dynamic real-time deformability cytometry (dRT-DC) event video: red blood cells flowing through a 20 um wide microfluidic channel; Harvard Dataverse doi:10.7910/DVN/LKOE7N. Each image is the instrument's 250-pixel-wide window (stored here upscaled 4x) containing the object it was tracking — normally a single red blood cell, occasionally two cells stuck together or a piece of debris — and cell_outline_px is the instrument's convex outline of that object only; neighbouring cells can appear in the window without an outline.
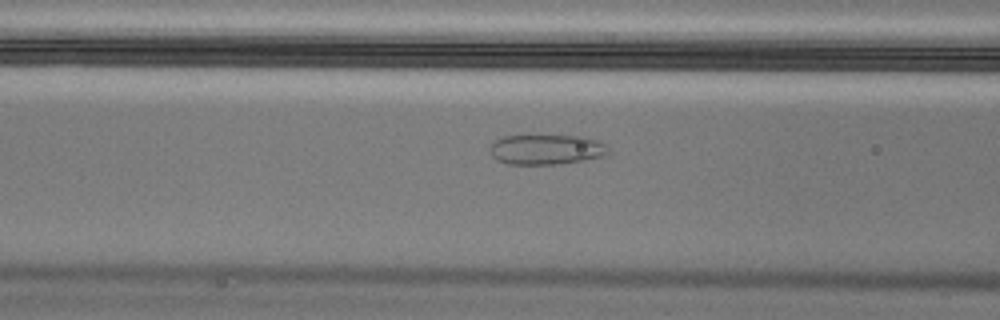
{"species": "Egyptian fruit bat (a non-hibernating species)", "species_latin": "Rousettus aegyptiacus", "temperature_condition": "cold", "stored_images_in_passage": 41, "camera_frame_rate_fps": 3000, "um_per_image_px": 0.085, "animal": {"sex": "male"}, "frame": {"image": 1, "passage_image": 7, "time_ms": 2.0, "image_size_px": [1000, 320], "cell_outline_px": [[608, 152], [604, 156], [584, 160], [556, 164], [508, 164], [496, 160], [492, 156], [492, 144], [496, 140], [504, 136], [584, 136], [608, 144]], "centroid_in_image_um": [46.48, 12.71], "position_along_channel_um": 120.1, "area_um2": 20.58}}
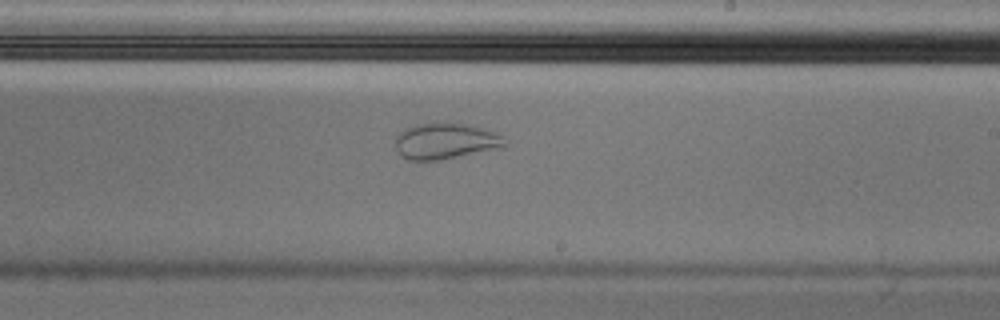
{"frame": {"image": 2, "passage_image": 18, "time_ms": 5.667, "image_size_px": [1000, 320], "cell_outline_px": [[504, 148], [440, 160], [408, 160], [396, 148], [396, 132], [404, 128], [416, 124], [464, 124], [496, 132], [504, 136]], "centroid_in_image_um": [37.87, 12.01], "position_along_channel_um": 251.1, "area_um2": 22.77}}